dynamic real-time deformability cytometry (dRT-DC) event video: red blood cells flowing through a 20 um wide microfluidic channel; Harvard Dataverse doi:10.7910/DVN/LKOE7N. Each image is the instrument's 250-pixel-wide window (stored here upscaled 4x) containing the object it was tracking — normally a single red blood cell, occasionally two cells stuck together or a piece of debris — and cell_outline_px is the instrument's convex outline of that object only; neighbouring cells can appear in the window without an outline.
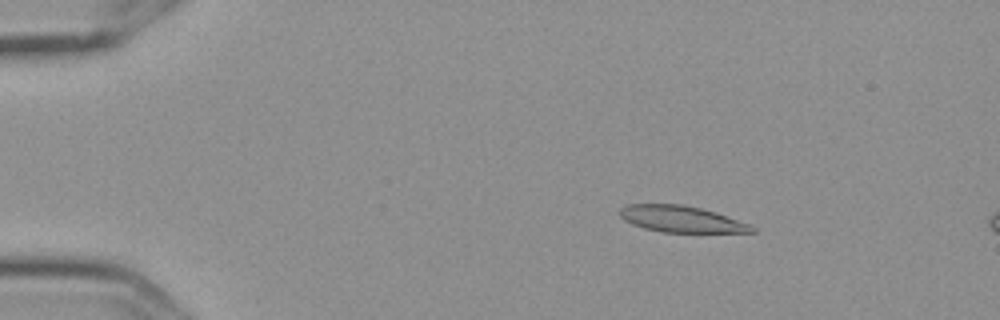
{"species": "Egyptian fruit bat (a non-hibernating species)", "species_latin": "Rousettus aegyptiacus", "temperature_condition": "cold", "stored_images_in_passage": 3, "camera_frame_rate_fps": 3000, "um_per_image_px": 0.085, "frame": {"image": 1, "passage_image": 1, "time_ms": 0.0, "image_size_px": [1000, 320], "cell_outline_px": [[756, 232], [664, 232], [644, 228], [632, 224], [624, 220], [616, 212], [620, 208], [628, 204], [680, 204], [700, 208], [716, 212], [748, 224], [756, 228]], "centroid_in_image_um": [57.85, 18.61], "position_along_channel_um": 27.1, "area_um2": 20.23}}